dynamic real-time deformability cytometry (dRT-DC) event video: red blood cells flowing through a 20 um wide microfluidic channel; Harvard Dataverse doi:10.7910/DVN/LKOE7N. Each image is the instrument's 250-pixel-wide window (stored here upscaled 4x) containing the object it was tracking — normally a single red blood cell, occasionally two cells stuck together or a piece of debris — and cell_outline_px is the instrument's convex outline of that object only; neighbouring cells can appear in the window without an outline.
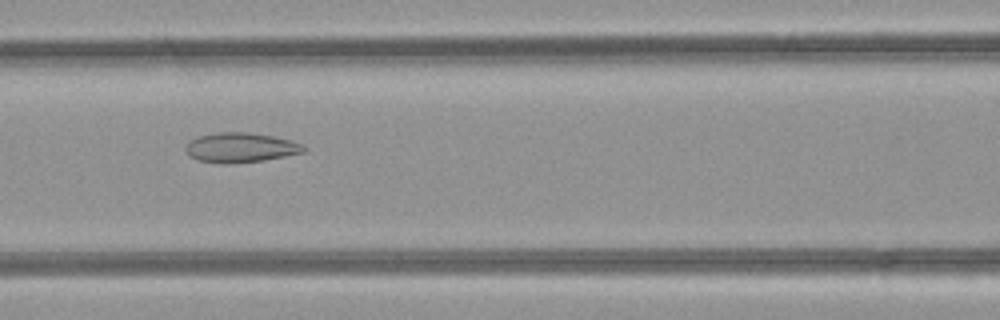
{"species": "common noctule bat (a hibernating species)", "species_latin": "Nyctalus noctula", "temperature_condition": "room temperature", "stored_images_in_passage": 37, "camera_frame_rate_fps": 3000, "um_per_image_px": 0.085, "animal": {"sex": "female", "body_mass_g": 21.9}, "frame": {"image": 1, "passage_image": 10, "time_ms": 3.0, "image_size_px": [1000, 320], "cell_outline_px": [[308, 148], [304, 152], [264, 160], [228, 164], [224, 164], [196, 160], [188, 156], [184, 148], [188, 140], [200, 136], [220, 132], [244, 132], [272, 136], [292, 140]], "centroid_in_image_um": [20.4, 12.55], "position_along_channel_um": 146.2, "area_um2": 20.52}}
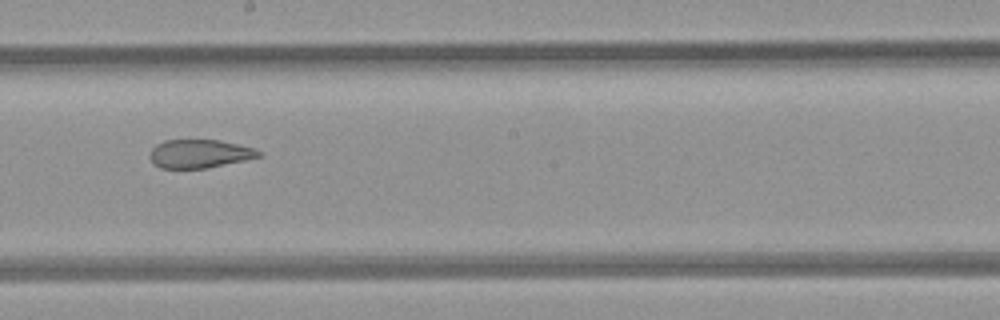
{"frame": {"image": 2, "passage_image": 16, "time_ms": 5.0, "image_size_px": [1000, 320], "cell_outline_px": [[264, 156], [208, 168], [160, 168], [152, 164], [148, 156], [152, 148], [156, 144], [164, 140], [220, 140], [256, 148]], "centroid_in_image_um": [16.95, 13.07], "position_along_channel_um": 231.2, "area_um2": 18.32}}
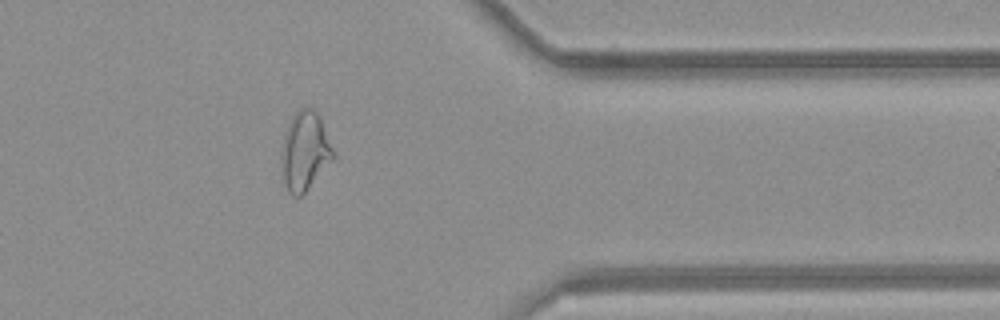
{"frame": {"image": 3, "passage_image": 28, "time_ms": 9.0, "image_size_px": [1000, 320], "cell_outline_px": [[332, 160], [308, 188], [300, 196], [292, 196], [288, 192], [284, 180], [280, 160], [280, 156], [284, 136], [288, 124], [292, 116], [300, 108], [312, 108], [316, 112], [320, 120], [332, 148]], "centroid_in_image_um": [25.86, 12.86], "position_along_channel_um": 385.5, "area_um2": 23.06}, "authors_computed_cell_mechanics": {"area_um2": 21.5016, "velocity_mm_per_s": 4.2622, "shape_relaxation_time_tau1_ms": null, "shape_relaxation_time_tau2_ms": 1.9997, "deformation_change_tau1": null, "deformation_change_tau2": 0.1024}}